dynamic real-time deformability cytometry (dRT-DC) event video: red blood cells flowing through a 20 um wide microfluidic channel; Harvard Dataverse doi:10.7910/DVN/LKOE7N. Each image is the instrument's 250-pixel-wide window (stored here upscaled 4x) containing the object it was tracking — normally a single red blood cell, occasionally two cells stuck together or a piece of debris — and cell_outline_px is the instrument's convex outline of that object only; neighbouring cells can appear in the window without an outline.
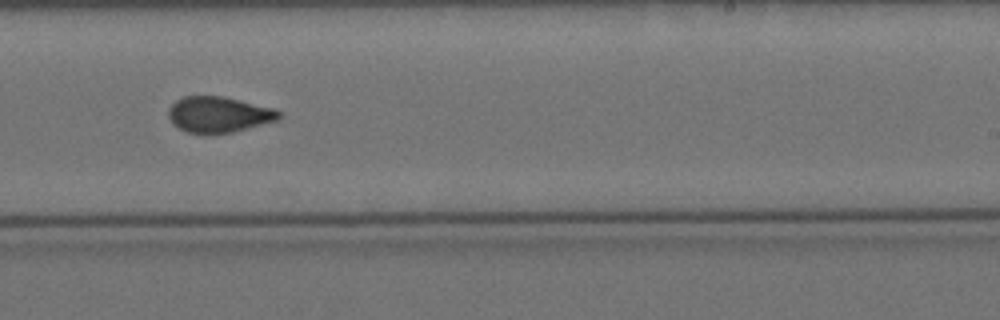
{"species": "Egyptian fruit bat (a non-hibernating species)", "species_latin": "Rousettus aegyptiacus", "temperature_condition": "cold", "stored_images_in_passage": 16, "camera_frame_rate_fps": 3000, "um_per_image_px": 0.085, "animal": {"sex": "female"}, "frame": {"image": 1, "passage_image": 10, "time_ms": 11.0, "image_size_px": [1000, 320], "cell_outline_px": [[284, 116], [280, 120], [232, 132], [188, 132], [172, 124], [168, 116], [168, 108], [176, 100], [184, 96], [220, 96], [276, 108], [284, 112]], "centroid_in_image_um": [18.66, 9.71], "position_along_channel_um": 270.3, "area_um2": 23.06}}
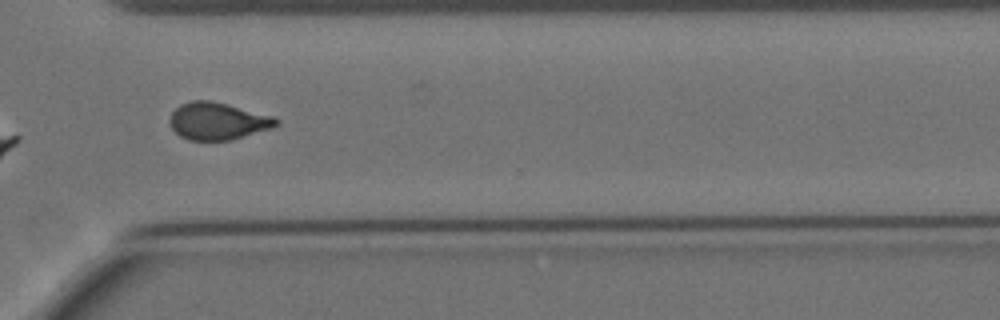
{"frame": {"image": 2, "passage_image": 12, "time_ms": 13.333, "image_size_px": [1000, 320], "cell_outline_px": [[280, 124], [232, 140], [188, 140], [180, 136], [172, 128], [168, 120], [172, 112], [180, 104], [192, 100], [208, 100], [272, 116], [280, 120]], "centroid_in_image_um": [18.45, 10.3], "position_along_channel_um": 352.1, "area_um2": 22.72}, "authors_computed_cell_mechanics": {"area_um2": 21.4149, "velocity_mm_per_s": 3.5061, "shape_relaxation_time_tau1_ms": null, "shape_relaxation_time_tau2_ms": 1.3179, "deformation_change_tau1": null, "deformation_change_tau2": 0.035}}